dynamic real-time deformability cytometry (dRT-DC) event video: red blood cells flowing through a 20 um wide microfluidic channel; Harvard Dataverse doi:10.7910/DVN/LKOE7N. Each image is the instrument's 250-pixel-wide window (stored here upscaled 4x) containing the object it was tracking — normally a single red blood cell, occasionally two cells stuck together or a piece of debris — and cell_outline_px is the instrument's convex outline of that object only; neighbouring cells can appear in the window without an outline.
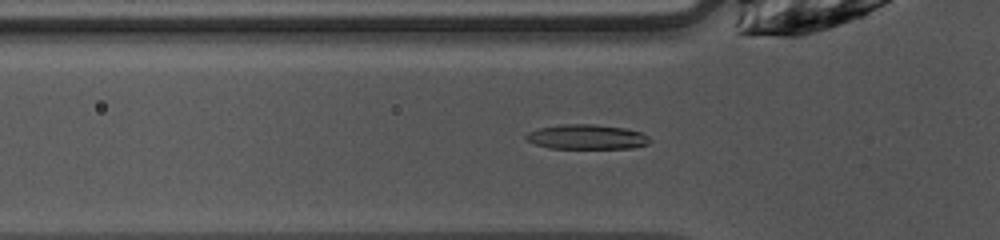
{"species": "common noctule bat (a hibernating species)", "species_latin": "Nyctalus noctula", "temperature_condition": "warm", "stored_images_in_passage": 41, "camera_frame_rate_fps": 3000, "um_per_image_px": 0.085, "animal": {"sex": "female", "body_mass_g": 10.0, "forearm_length_mm": 53.1}, "frame": {"image": 1, "passage_image": 7, "time_ms": 2.0, "image_size_px": [1000, 240], "cell_outline_px": [[652, 140], [648, 144], [632, 148], [548, 148], [524, 140], [524, 136], [528, 132], [540, 128], [560, 124], [592, 124], [624, 128], [640, 132], [648, 136]], "centroid_in_image_um": [49.85, 11.64], "position_along_channel_um": 75.9, "area_um2": 17.86}}
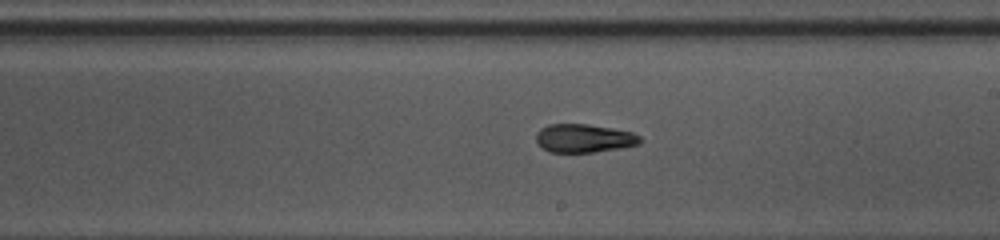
{"frame": {"image": 2, "passage_image": 19, "time_ms": 6.0, "image_size_px": [1000, 240], "cell_outline_px": [[644, 140], [640, 144], [620, 148], [592, 152], [548, 152], [540, 148], [536, 140], [536, 132], [540, 128], [548, 124], [588, 124], [612, 128], [632, 132], [640, 136]], "centroid_in_image_um": [49.62, 11.75], "position_along_channel_um": 239.4, "area_um2": 17.46}}
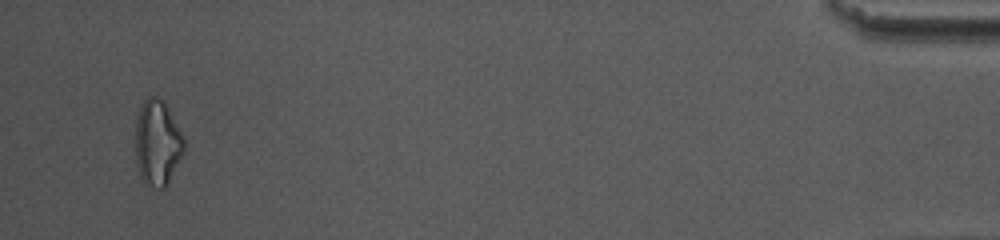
{"frame": {"image": 3, "passage_image": 39, "time_ms": 12.667, "image_size_px": [1000, 240], "cell_outline_px": [[184, 148], [164, 188], [160, 188], [144, 184], [140, 176], [136, 164], [136, 120], [140, 108], [144, 100], [148, 96], [156, 96], [164, 100], [184, 140]], "centroid_in_image_um": [13.34, 12.11], "position_along_channel_um": 421.9, "area_um2": 23.64}, "authors_computed_cell_mechanics": {"area_um2": 17.8602, "velocity_mm_per_s": 4.0434, "shape_relaxation_time_tau1_ms": 6.1667, "shape_relaxation_time_tau2_ms": 3.0998, "deformation_change_tau1": 0.1861, "deformation_change_tau2": 0.0828}}